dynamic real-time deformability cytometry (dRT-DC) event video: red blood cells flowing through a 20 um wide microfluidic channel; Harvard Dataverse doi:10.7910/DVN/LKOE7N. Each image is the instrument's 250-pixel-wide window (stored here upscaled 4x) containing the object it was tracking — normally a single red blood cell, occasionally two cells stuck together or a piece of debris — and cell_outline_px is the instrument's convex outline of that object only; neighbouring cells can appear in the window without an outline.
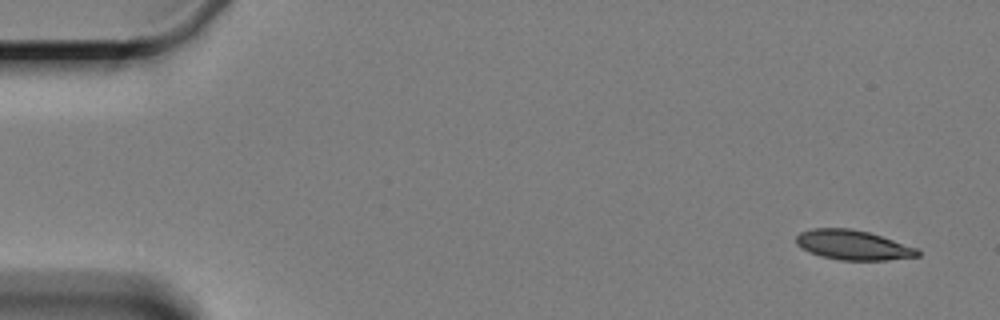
{"species": "Egyptian fruit bat (a non-hibernating species)", "species_latin": "Rousettus aegyptiacus", "temperature_condition": "cold", "stored_images_in_passage": 5, "camera_frame_rate_fps": 3000, "um_per_image_px": 0.085, "animal": {"sex": "female"}, "frame": {"image": 1, "passage_image": 1, "time_ms": 0.0, "image_size_px": [1000, 320], "cell_outline_px": [[920, 256], [888, 260], [840, 260], [820, 256], [796, 244], [796, 236], [800, 232], [812, 228], [852, 228], [868, 232], [916, 248], [920, 252]], "centroid_in_image_um": [72.49, 20.82], "position_along_channel_um": 12.5, "area_um2": 20.81}}
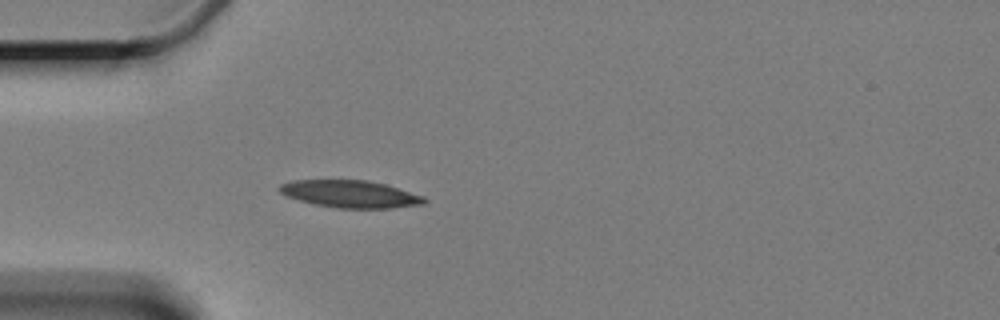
{"frame": {"image": 2, "passage_image": 5, "time_ms": 4.667, "image_size_px": [1000, 320], "cell_outline_px": [[428, 200], [424, 204], [392, 208], [336, 208], [316, 204], [284, 196], [276, 188], [280, 184], [292, 180], [368, 180], [384, 184], [424, 196]], "centroid_in_image_um": [29.75, 16.49], "position_along_channel_um": 55.3, "area_um2": 23.06}}